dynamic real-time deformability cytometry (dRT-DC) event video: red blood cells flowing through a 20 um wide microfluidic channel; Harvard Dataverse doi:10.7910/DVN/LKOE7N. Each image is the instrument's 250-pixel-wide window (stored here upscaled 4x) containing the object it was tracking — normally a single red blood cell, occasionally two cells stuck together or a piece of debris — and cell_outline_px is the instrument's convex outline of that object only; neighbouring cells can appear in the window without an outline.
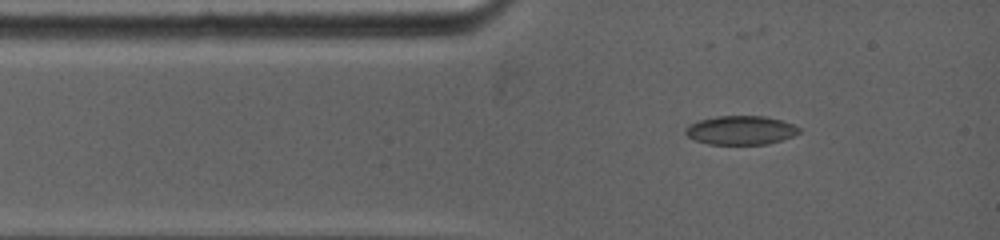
{"species": "common noctule bat (a hibernating species)", "species_latin": "Nyctalus noctula", "temperature_condition": "warm", "stored_images_in_passage": 5, "camera_frame_rate_fps": 5000, "um_per_image_px": 0.085, "animal": {"sex": "female", "body_mass_g": 19.0, "forearm_length_mm": 53.3}, "frame": {"image": 1, "passage_image": 2, "time_ms": 0.8, "image_size_px": [1000, 240], "cell_outline_px": [[800, 132], [792, 136], [768, 144], [708, 144], [696, 140], [688, 136], [684, 132], [684, 128], [688, 124], [700, 120], [716, 116], [764, 116], [780, 120], [792, 124], [800, 128]], "centroid_in_image_um": [62.93, 11.06], "position_along_channel_um": 22.1, "area_um2": 19.02}}
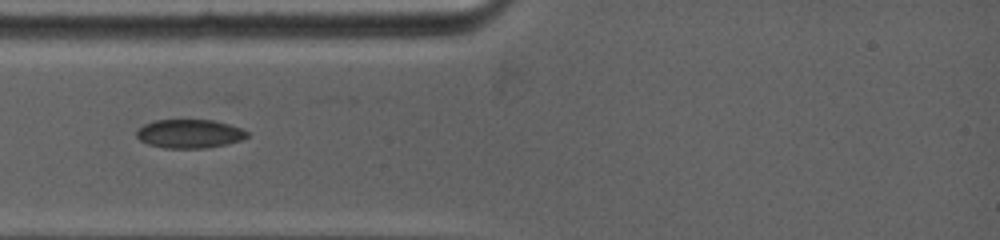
{"frame": {"image": 2, "passage_image": 4, "time_ms": 2.4, "image_size_px": [1000, 240], "cell_outline_px": [[248, 136], [240, 140], [224, 144], [204, 148], [164, 148], [148, 144], [140, 140], [136, 136], [136, 132], [144, 124], [156, 120], [212, 120], [228, 124], [240, 128], [248, 132]], "centroid_in_image_um": [16.08, 11.37], "position_along_channel_um": 68.9, "area_um2": 18.26}}
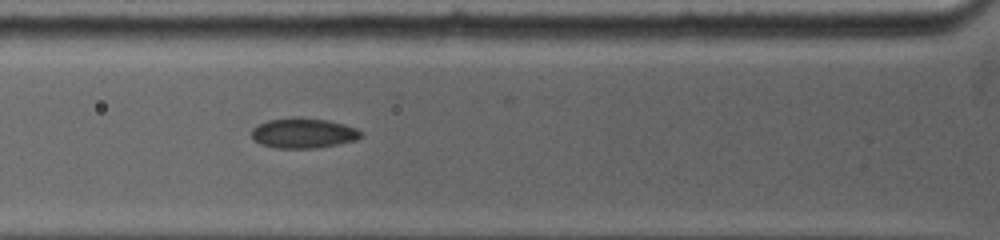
{"frame": {"image": 3, "passage_image": 5, "time_ms": 3.2, "image_size_px": [1000, 240], "cell_outline_px": [[364, 136], [356, 140], [316, 148], [276, 148], [260, 144], [252, 140], [252, 128], [256, 124], [268, 120], [292, 116], [296, 116], [328, 120], [344, 124], [356, 128]], "centroid_in_image_um": [25.74, 11.3], "position_along_channel_um": 100.1, "area_um2": 19.48}}